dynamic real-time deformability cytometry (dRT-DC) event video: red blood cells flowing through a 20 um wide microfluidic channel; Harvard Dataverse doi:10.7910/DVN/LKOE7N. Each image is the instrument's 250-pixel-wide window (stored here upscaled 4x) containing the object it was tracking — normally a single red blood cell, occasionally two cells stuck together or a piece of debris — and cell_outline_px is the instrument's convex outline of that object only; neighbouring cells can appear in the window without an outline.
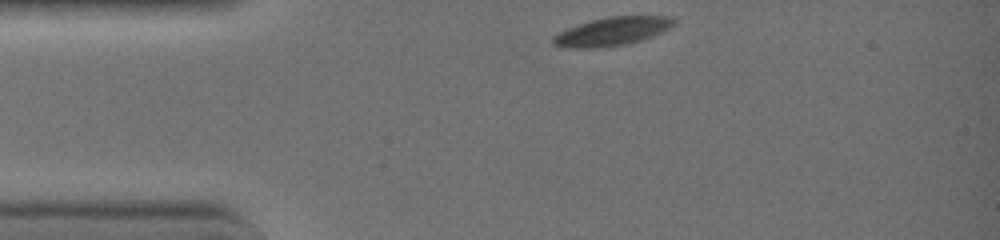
{"species": "common noctule bat (a hibernating species)", "species_latin": "Nyctalus noctula", "temperature_condition": "warm", "stored_images_in_passage": 31, "camera_frame_rate_fps": 3000, "um_per_image_px": 0.085, "animal": {"sex": "female", "body_mass_g": 19.0, "forearm_length_mm": 51.5}, "frame": {"image": 1, "passage_image": 1, "time_ms": 0.0, "image_size_px": [1000, 240], "cell_outline_px": [[676, 24], [652, 36], [628, 44], [604, 48], [568, 48], [552, 44], [552, 36], [568, 28], [592, 20], [608, 16], [672, 16], [676, 20]], "centroid_in_image_um": [52.03, 2.68], "position_along_channel_um": 33.0, "area_um2": 20.06}}
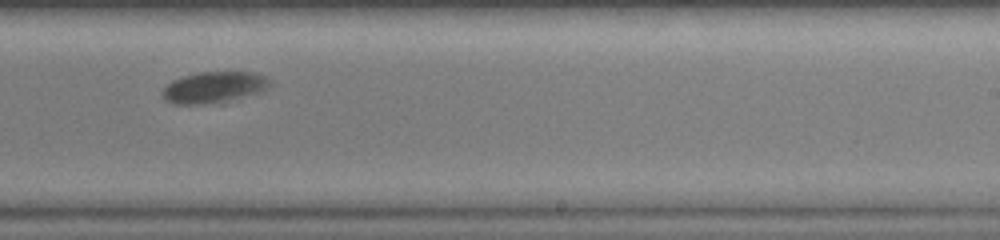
{"frame": {"image": 2, "passage_image": 20, "time_ms": 6.333, "image_size_px": [1000, 240], "cell_outline_px": [[272, 84], [264, 92], [224, 104], [176, 104], [164, 100], [160, 92], [172, 80], [184, 76], [200, 72], [252, 72], [264, 76], [272, 80]], "centroid_in_image_um": [18.25, 7.46], "position_along_channel_um": 270.7, "area_um2": 20.35}}
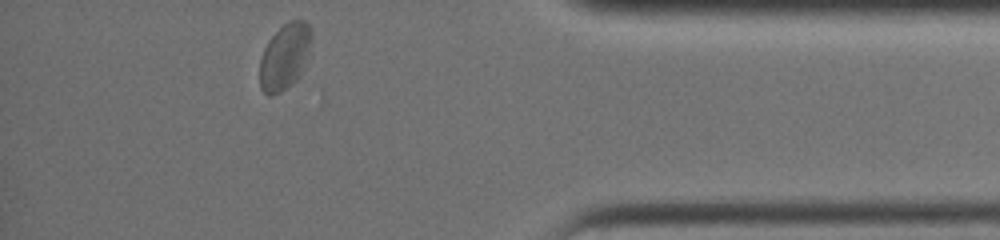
{"frame": {"image": 3, "passage_image": 31, "time_ms": 10.0, "image_size_px": [1000, 240], "cell_outline_px": [[312, 40], [300, 76], [296, 80], [280, 92], [268, 96], [260, 88], [260, 60], [264, 48], [268, 40], [288, 20], [304, 20], [308, 24], [312, 32]], "centroid_in_image_um": [24.2, 4.8], "position_along_channel_um": 411.0, "area_um2": 19.77}, "authors_computed_cell_mechanics": {"area_um2": 20.519, "velocity_mm_per_s": 4.3621, "shape_relaxation_time_tau1_ms": 1.6408, "shape_relaxation_time_tau2_ms": null, "deformation_change_tau1": 0.1143, "deformation_change_tau2": null}}